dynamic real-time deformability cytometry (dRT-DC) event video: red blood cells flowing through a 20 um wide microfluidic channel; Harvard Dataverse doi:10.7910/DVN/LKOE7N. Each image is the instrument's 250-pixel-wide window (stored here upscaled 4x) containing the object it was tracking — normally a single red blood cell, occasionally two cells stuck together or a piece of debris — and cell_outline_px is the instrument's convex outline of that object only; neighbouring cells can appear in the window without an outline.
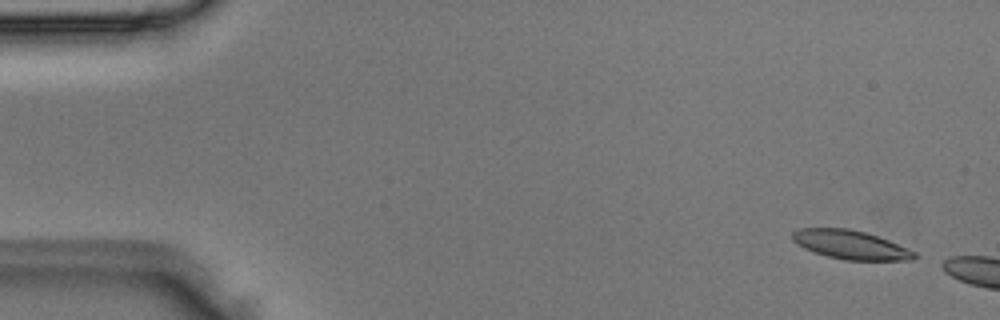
{"species": "Egyptian fruit bat (a non-hibernating species)", "species_latin": "Rousettus aegyptiacus", "temperature_condition": "room temperature", "stored_images_in_passage": 2, "camera_frame_rate_fps": 3000, "um_per_image_px": 0.085, "animal": {"sex": "male"}, "frame": {"image": 1, "passage_image": 1, "time_ms": 0.0, "image_size_px": [1000, 320], "cell_outline_px": [[916, 256], [912, 260], [844, 260], [828, 256], [804, 248], [796, 244], [792, 240], [792, 232], [796, 228], [848, 228], [864, 232], [888, 240], [916, 252]], "centroid_in_image_um": [72.26, 20.8], "position_along_channel_um": 12.7, "area_um2": 20.35}}